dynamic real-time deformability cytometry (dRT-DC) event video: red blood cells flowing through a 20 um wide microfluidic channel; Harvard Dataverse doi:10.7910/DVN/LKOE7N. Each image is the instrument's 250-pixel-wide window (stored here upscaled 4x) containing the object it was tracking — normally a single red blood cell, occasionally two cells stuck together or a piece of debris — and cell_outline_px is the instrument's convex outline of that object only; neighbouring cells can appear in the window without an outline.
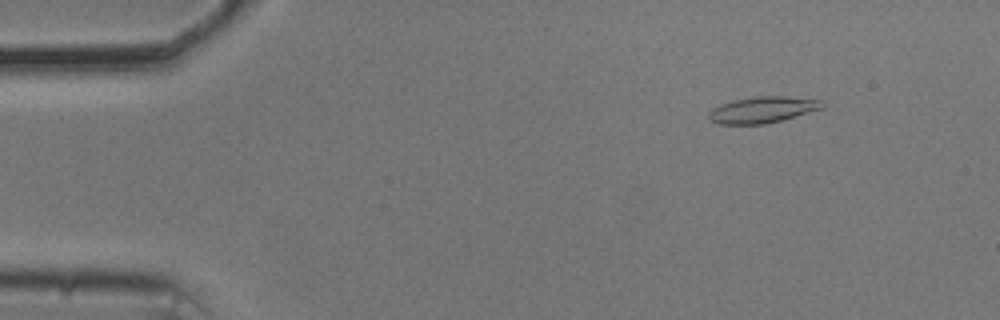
{"species": "common noctule bat (a hibernating species)", "species_latin": "Nyctalus noctula", "temperature_condition": "cold", "stored_images_in_passage": 16, "camera_frame_rate_fps": 3000, "um_per_image_px": 0.085, "animal": {"sex": "male", "body_mass_g": 20.5, "forearm_length_mm": 52.5}, "frame": {"image": 1, "passage_image": 7, "time_ms": 2.0, "image_size_px": [1000, 320], "cell_outline_px": [[824, 108], [780, 120], [764, 124], [720, 124], [712, 120], [708, 116], [708, 112], [712, 108], [720, 104], [732, 100], [756, 96], [784, 96], [820, 100], [824, 104]], "centroid_in_image_um": [64.79, 9.32], "position_along_channel_um": 20.2, "area_um2": 17.22}}